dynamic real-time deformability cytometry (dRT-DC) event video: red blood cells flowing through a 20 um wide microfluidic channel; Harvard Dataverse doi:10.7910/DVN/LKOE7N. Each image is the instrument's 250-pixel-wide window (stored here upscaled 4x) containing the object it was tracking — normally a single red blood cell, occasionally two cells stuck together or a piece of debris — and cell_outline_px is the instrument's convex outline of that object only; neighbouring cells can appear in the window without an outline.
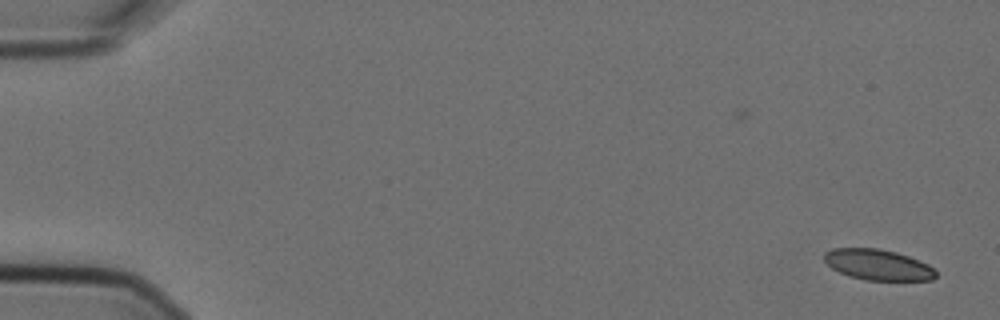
{"species": "Egyptian fruit bat (a non-hibernating species)", "species_latin": "Rousettus aegyptiacus", "temperature_condition": "cold", "stored_images_in_passage": 5, "camera_frame_rate_fps": 3000, "um_per_image_px": 0.085, "animal": {"sex": "female"}, "frame": {"image": 1, "passage_image": 1, "time_ms": 0.0, "image_size_px": [1000, 320], "cell_outline_px": [[936, 276], [932, 280], [864, 280], [848, 276], [832, 268], [824, 260], [824, 252], [832, 248], [880, 248], [896, 252], [908, 256], [928, 264], [936, 272]], "centroid_in_image_um": [74.6, 22.5], "position_along_channel_um": 10.4, "area_um2": 20.0}}
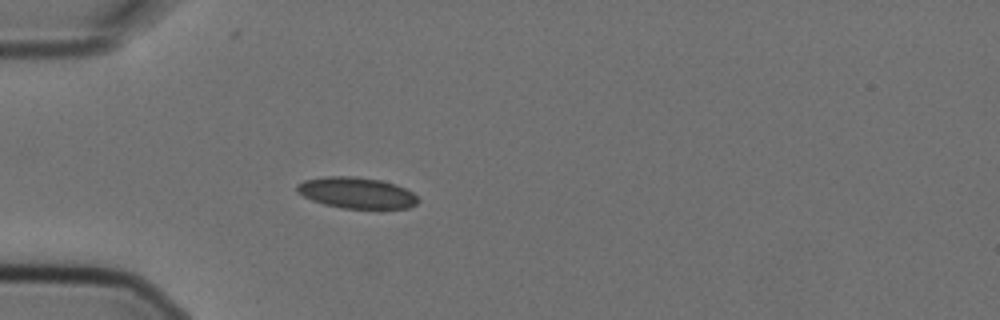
{"frame": {"image": 2, "passage_image": 5, "time_ms": 1.333, "image_size_px": [1000, 320], "cell_outline_px": [[420, 200], [416, 204], [408, 208], [344, 208], [324, 204], [312, 200], [296, 192], [296, 184], [304, 180], [324, 176], [352, 176], [380, 180], [396, 184], [412, 192]], "centroid_in_image_um": [30.29, 16.38], "position_along_channel_um": 54.7, "area_um2": 21.91}}